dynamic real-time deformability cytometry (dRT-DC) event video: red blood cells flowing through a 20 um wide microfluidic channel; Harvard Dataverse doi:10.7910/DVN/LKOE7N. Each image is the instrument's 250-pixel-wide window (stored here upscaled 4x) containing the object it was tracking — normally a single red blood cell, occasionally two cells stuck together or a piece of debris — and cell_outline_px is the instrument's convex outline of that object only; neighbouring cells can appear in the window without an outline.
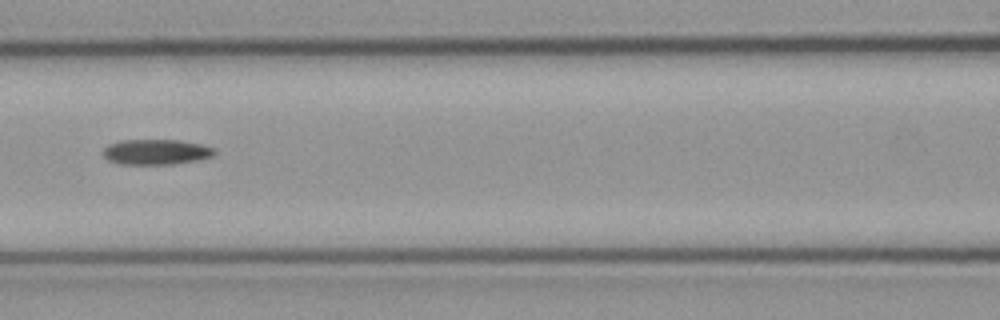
{"species": "common noctule bat (a hibernating species)", "species_latin": "Nyctalus noctula", "temperature_condition": "cold", "stored_images_in_passage": 48, "segment_of_instrument_passage": [2, 2], "camera_frame_rate_fps": 3000, "um_per_image_px": 0.085, "animal": {"sex": "male", "body_mass_g": 23.1, "forearm_length_mm": 52.7}, "frame": {"image": 1, "passage_image": 19, "time_ms": 6.0, "image_size_px": [1000, 320], "cell_outline_px": [[216, 152], [212, 156], [196, 160], [172, 164], [120, 164], [108, 160], [104, 156], [104, 148], [108, 144], [124, 140], [180, 140], [200, 144], [216, 148]], "centroid_in_image_um": [13.28, 12.91], "position_along_channel_um": 153.3, "area_um2": 16.36}}
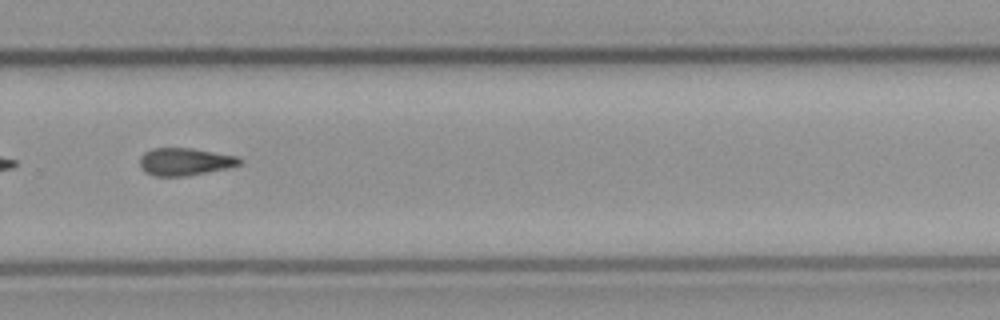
{"frame": {"image": 2, "passage_image": 32, "time_ms": 10.333, "image_size_px": [1000, 320], "cell_outline_px": [[244, 160], [240, 164], [228, 168], [184, 176], [156, 176], [144, 172], [140, 168], [140, 156], [144, 152], [152, 148], [192, 148], [236, 156]], "centroid_in_image_um": [15.69, 13.74], "position_along_channel_um": 314.1, "area_um2": 16.01}}
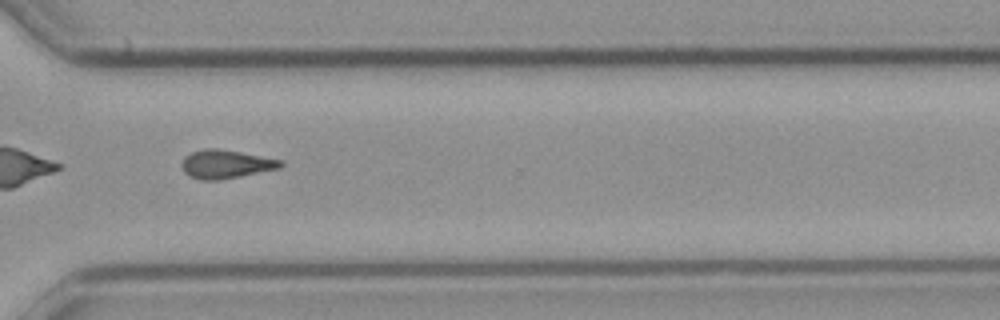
{"frame": {"image": 3, "passage_image": 35, "time_ms": 11.333, "image_size_px": [1000, 320], "cell_outline_px": [[284, 164], [280, 168], [240, 176], [216, 180], [204, 180], [188, 176], [184, 172], [180, 164], [184, 156], [192, 152], [204, 148], [216, 148], [240, 152], [284, 160]], "centroid_in_image_um": [19.18, 13.94], "position_along_channel_um": 351.4, "area_um2": 16.47}}